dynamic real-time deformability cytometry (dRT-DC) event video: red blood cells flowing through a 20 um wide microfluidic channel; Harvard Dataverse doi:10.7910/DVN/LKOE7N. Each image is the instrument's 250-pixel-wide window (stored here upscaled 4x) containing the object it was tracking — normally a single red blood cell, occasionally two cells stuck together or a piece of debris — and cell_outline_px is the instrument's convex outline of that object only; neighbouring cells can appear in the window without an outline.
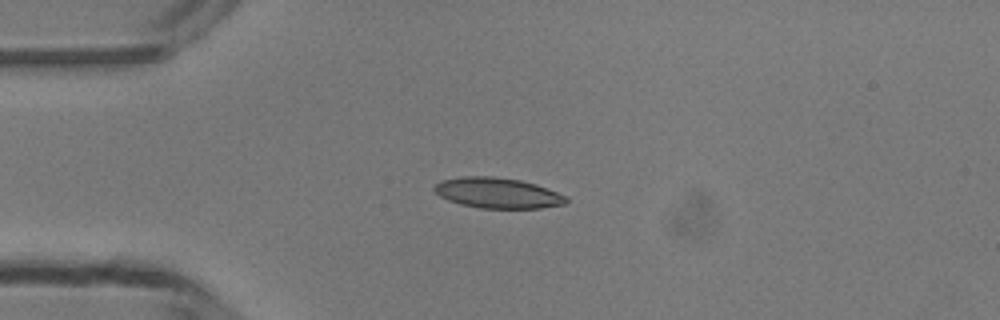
{"species": "common noctule bat (a hibernating species)", "species_latin": "Nyctalus noctula", "temperature_condition": "room temperature", "stored_images_in_passage": 38, "camera_frame_rate_fps": 3000, "um_per_image_px": 0.085, "animal": {"sex": "male", "body_mass_g": 13.3}, "frame": {"image": 1, "passage_image": 1, "time_ms": 0.0, "image_size_px": [1000, 320], "cell_outline_px": [[568, 200], [564, 204], [540, 208], [480, 208], [460, 204], [448, 200], [440, 196], [432, 188], [440, 180], [464, 176], [492, 176], [520, 180], [536, 184], [568, 196]], "centroid_in_image_um": [42.29, 16.4], "position_along_channel_um": 42.7, "area_um2": 23.47}}
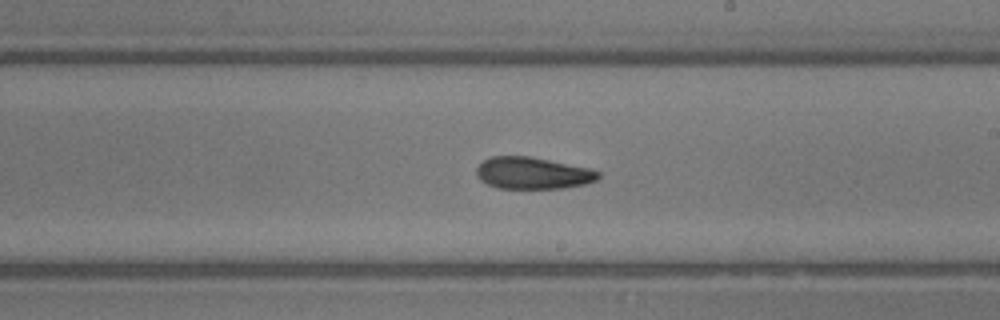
{"frame": {"image": 2, "passage_image": 17, "time_ms": 5.333, "image_size_px": [1000, 320], "cell_outline_px": [[600, 176], [596, 180], [584, 184], [564, 188], [496, 188], [480, 180], [476, 176], [476, 168], [484, 160], [492, 156], [528, 156], [588, 168], [600, 172]], "centroid_in_image_um": [45.25, 14.72], "position_along_channel_um": 243.8, "area_um2": 22.43}}
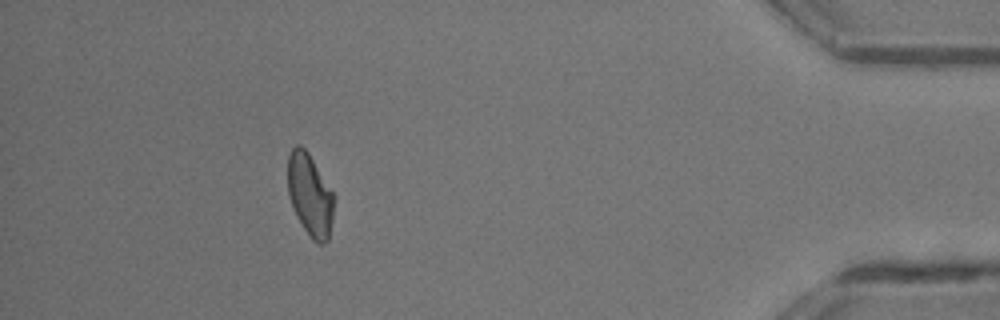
{"frame": {"image": 3, "passage_image": 33, "time_ms": 10.667, "image_size_px": [1000, 320], "cell_outline_px": [[336, 196], [332, 220], [328, 240], [324, 244], [316, 244], [312, 240], [296, 216], [288, 196], [288, 156], [292, 148], [296, 144], [300, 144], [308, 152]], "centroid_in_image_um": [26.36, 16.58], "position_along_channel_um": 408.8, "area_um2": 22.48}, "authors_computed_cell_mechanics": {"area_um2": 22.7443, "velocity_mm_per_s": 4.1922, "shape_relaxation_time_tau1_ms": null, "shape_relaxation_time_tau2_ms": 3.2344, "deformation_change_tau1": null, "deformation_change_tau2": 0.0999}}